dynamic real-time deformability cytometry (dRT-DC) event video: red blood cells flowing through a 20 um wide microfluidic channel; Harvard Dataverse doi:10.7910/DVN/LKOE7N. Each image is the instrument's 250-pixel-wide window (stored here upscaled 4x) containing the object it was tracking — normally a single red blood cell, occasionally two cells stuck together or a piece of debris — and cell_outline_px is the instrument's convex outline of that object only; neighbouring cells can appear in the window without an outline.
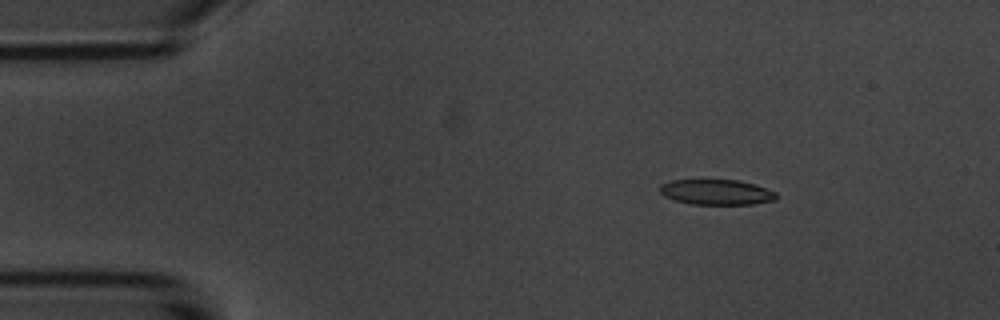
{"species": "common noctule bat (a hibernating species)", "species_latin": "Nyctalus noctula", "temperature_condition": "room temperature", "stored_images_in_passage": 5, "camera_frame_rate_fps": 3000, "um_per_image_px": 0.085, "animal": {"sex": "male", "body_mass_g": 20.1, "forearm_length_mm": 53.5}, "frame": {"image": 1, "passage_image": 2, "time_ms": 1.333, "image_size_px": [1000, 320], "cell_outline_px": [[780, 196], [776, 200], [756, 204], [692, 204], [676, 200], [664, 196], [660, 192], [660, 184], [672, 180], [740, 180], [756, 184], [776, 192]], "centroid_in_image_um": [60.96, 16.33], "position_along_channel_um": 24.0, "area_um2": 17.34}}